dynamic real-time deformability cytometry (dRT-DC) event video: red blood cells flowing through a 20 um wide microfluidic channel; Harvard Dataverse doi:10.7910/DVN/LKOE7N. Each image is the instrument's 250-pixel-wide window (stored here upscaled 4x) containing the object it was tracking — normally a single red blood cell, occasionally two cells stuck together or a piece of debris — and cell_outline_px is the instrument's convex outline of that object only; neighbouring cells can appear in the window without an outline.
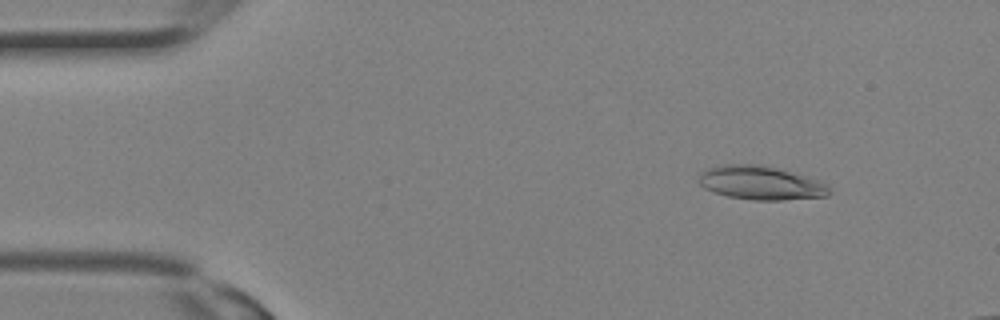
{"species": "Egyptian fruit bat (a non-hibernating species)", "species_latin": "Rousettus aegyptiacus", "temperature_condition": "room temperature", "stored_images_in_passage": 16, "camera_frame_rate_fps": 3000, "um_per_image_px": 0.085, "animal": {"sex": "female"}, "frame": {"image": 1, "passage_image": 3, "time_ms": 0.667, "image_size_px": [1000, 320], "cell_outline_px": [[832, 192], [828, 196], [784, 200], [752, 200], [728, 196], [704, 188], [696, 180], [700, 172], [708, 168], [724, 164], [760, 164], [776, 168], [820, 180], [828, 184]], "centroid_in_image_um": [64.67, 15.54], "position_along_channel_um": 20.3, "area_um2": 25.84}}
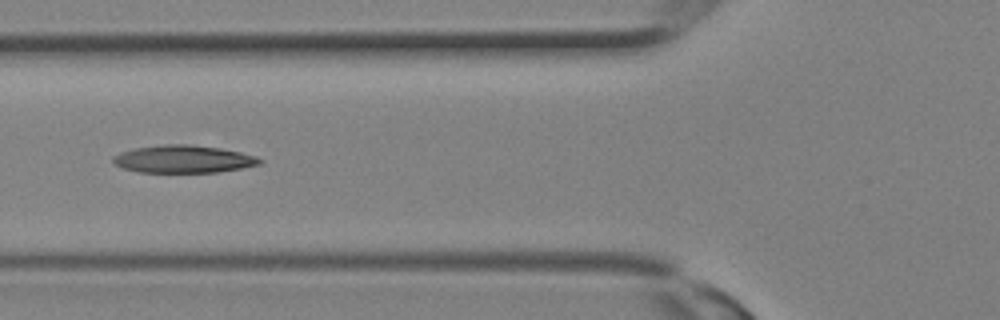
{"frame": {"image": 2, "passage_image": 11, "time_ms": 3.333, "image_size_px": [1000, 320], "cell_outline_px": [[264, 160], [260, 164], [240, 168], [216, 172], [136, 172], [124, 168], [116, 164], [112, 160], [116, 156], [124, 152], [136, 148], [164, 144], [188, 144], [220, 148], [240, 152], [256, 156]], "centroid_in_image_um": [15.64, 13.52], "position_along_channel_um": 110.2, "area_um2": 23.24}}
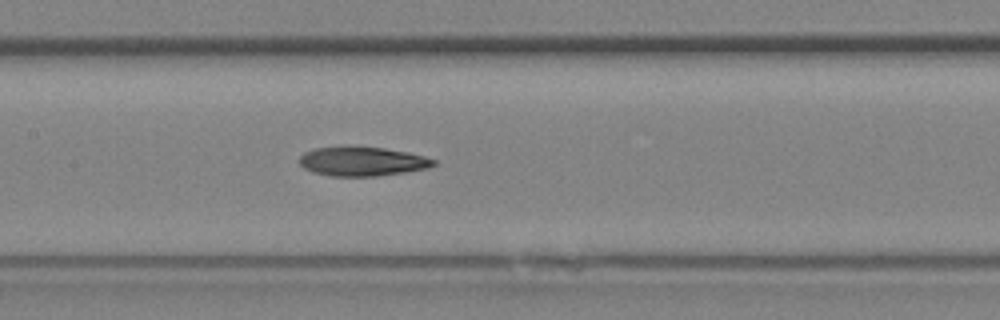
{"frame": {"image": 3, "passage_image": 14, "time_ms": 4.333, "image_size_px": [1000, 320], "cell_outline_px": [[436, 164], [428, 168], [404, 172], [376, 176], [332, 176], [312, 172], [304, 168], [300, 164], [300, 156], [304, 152], [316, 148], [384, 148], [408, 152], [424, 156], [436, 160]], "centroid_in_image_um": [30.81, 13.74], "position_along_channel_um": 176.6, "area_um2": 22.31}}